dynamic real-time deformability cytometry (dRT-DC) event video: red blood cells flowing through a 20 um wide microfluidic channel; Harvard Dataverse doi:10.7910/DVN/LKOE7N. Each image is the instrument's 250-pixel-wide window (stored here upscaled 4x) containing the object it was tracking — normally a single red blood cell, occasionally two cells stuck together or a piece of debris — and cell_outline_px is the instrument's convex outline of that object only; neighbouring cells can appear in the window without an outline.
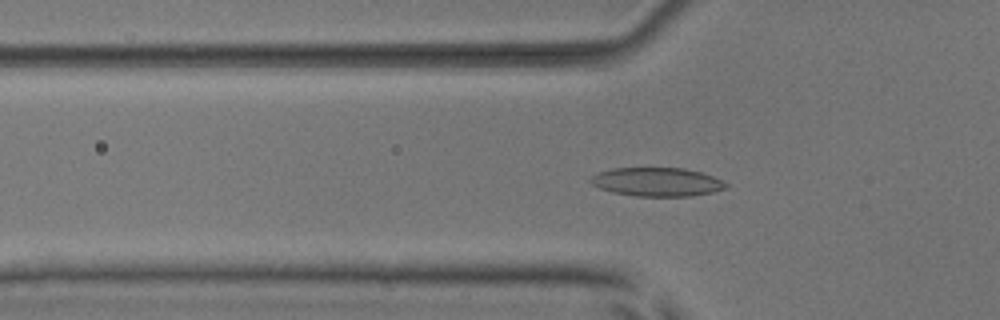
{"species": "common noctule bat (a hibernating species)", "species_latin": "Nyctalus noctula", "temperature_condition": "room temperature", "stored_images_in_passage": 41, "camera_frame_rate_fps": 3000, "um_per_image_px": 0.085, "animal": {"sex": "male", "body_mass_g": 17.9, "forearm_length_mm": 54.2}, "frame": {"image": 1, "passage_image": 6, "time_ms": 1.667, "image_size_px": [1000, 320], "cell_outline_px": [[728, 188], [712, 192], [692, 196], [636, 196], [612, 192], [600, 188], [592, 184], [588, 180], [592, 176], [600, 172], [612, 168], [684, 168], [700, 172], [712, 176], [728, 184]], "centroid_in_image_um": [55.84, 15.47], "position_along_channel_um": 70.0, "area_um2": 22.54}}
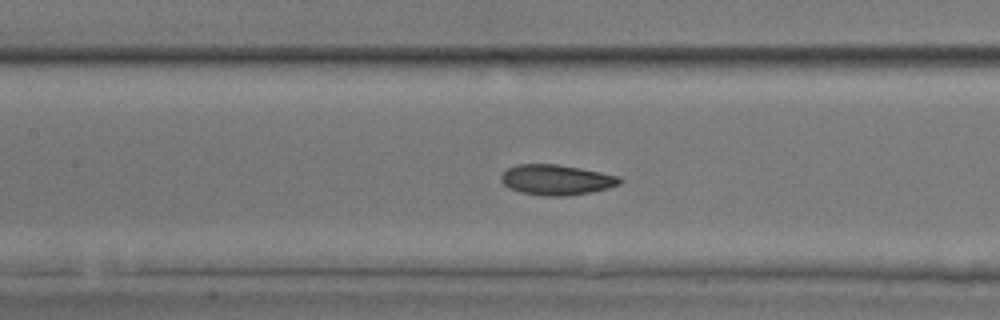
{"frame": {"image": 2, "passage_image": 13, "time_ms": 4.0, "image_size_px": [1000, 320], "cell_outline_px": [[624, 180], [620, 184], [608, 188], [568, 196], [544, 196], [520, 192], [504, 184], [500, 180], [500, 176], [508, 168], [516, 164], [556, 164], [580, 168], [620, 176]], "centroid_in_image_um": [47.31, 15.28], "position_along_channel_um": 160.1, "area_um2": 20.92}}
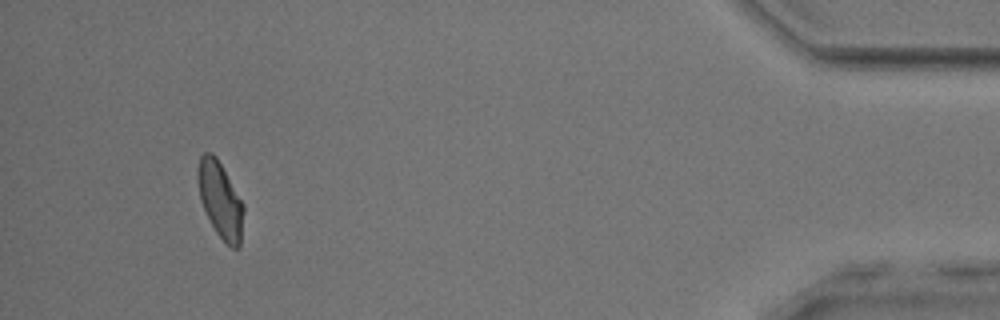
{"frame": {"image": 3, "passage_image": 38, "time_ms": 12.333, "image_size_px": [1000, 320], "cell_outline_px": [[244, 212], [240, 248], [232, 248], [216, 232], [200, 200], [196, 180], [196, 168], [200, 156], [204, 152], [212, 152], [216, 156], [244, 204]], "centroid_in_image_um": [18.71, 16.95], "position_along_channel_um": 416.5, "area_um2": 20.4}, "authors_computed_cell_mechanics": {"area_um2": 20.8658, "velocity_mm_per_s": 3.8775, "shape_relaxation_time_tau1_ms": 4.6338, "shape_relaxation_time_tau2_ms": 1.6066, "deformation_change_tau1": 0.1327, "deformation_change_tau2": 0.0594}}